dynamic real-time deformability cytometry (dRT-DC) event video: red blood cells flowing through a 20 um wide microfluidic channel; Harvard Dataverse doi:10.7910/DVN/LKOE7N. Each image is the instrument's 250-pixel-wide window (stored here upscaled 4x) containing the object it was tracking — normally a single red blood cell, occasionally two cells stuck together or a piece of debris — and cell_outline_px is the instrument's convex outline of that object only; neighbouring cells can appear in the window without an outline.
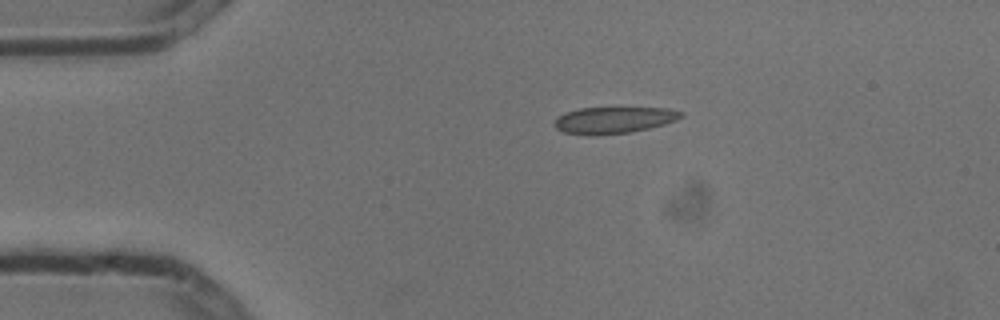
{"species": "common noctule bat (a hibernating species)", "species_latin": "Nyctalus noctula", "temperature_condition": "cold", "stored_images_in_passage": 7, "camera_frame_rate_fps": 3000, "um_per_image_px": 0.085, "animal": {"sex": "male", "body_mass_g": 13.3}, "frame": {"image": 1, "passage_image": 1, "time_ms": 0.0, "image_size_px": [1000, 320], "cell_outline_px": [[684, 116], [676, 120], [664, 124], [648, 128], [628, 132], [596, 136], [588, 136], [564, 132], [556, 128], [552, 124], [556, 116], [564, 112], [580, 108], [668, 108], [684, 112]], "centroid_in_image_um": [52.12, 10.21], "position_along_channel_um": 32.9, "area_um2": 19.83}}
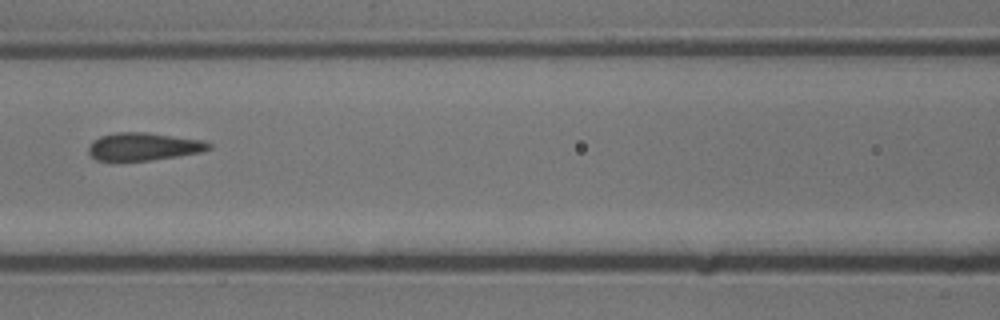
{"frame": {"image": 2, "passage_image": 4, "time_ms": 1.0, "image_size_px": [1000, 320], "cell_outline_px": [[212, 148], [200, 152], [176, 156], [148, 160], [112, 164], [96, 160], [88, 152], [88, 148], [92, 140], [100, 136], [116, 132], [148, 132], [204, 140], [212, 144]], "centroid_in_image_um": [12.13, 12.48], "position_along_channel_um": 154.5, "area_um2": 20.17}}
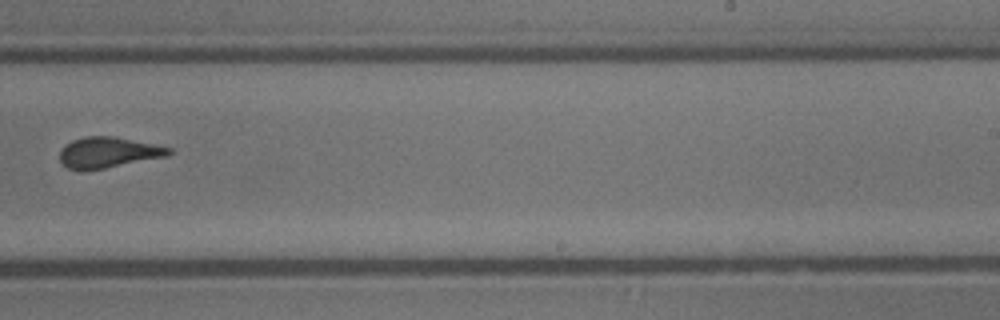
{"frame": {"image": 3, "passage_image": 7, "time_ms": 2.0, "image_size_px": [1000, 320], "cell_outline_px": [[172, 152], [168, 156], [84, 172], [68, 168], [60, 160], [60, 152], [72, 140], [84, 136], [112, 136], [172, 148]], "centroid_in_image_um": [9.19, 12.97], "position_along_channel_um": 279.8, "area_um2": 19.42}}